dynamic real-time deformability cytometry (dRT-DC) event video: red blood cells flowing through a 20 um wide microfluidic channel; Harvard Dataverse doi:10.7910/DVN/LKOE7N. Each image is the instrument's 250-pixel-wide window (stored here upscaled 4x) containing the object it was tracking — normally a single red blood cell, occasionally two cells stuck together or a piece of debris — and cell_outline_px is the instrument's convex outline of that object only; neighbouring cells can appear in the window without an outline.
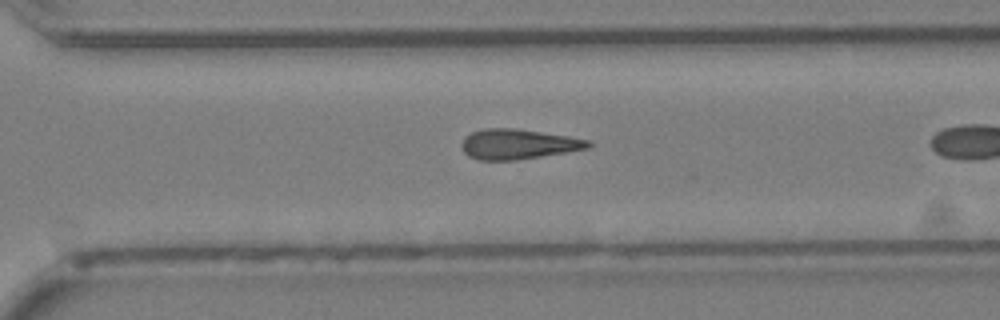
{"species": "Egyptian fruit bat (a non-hibernating species)", "species_latin": "Rousettus aegyptiacus", "temperature_condition": "cold", "stored_images_in_passage": 19, "camera_frame_rate_fps": 3000, "um_per_image_px": 0.085, "animal": {"sex": "female"}, "frame": {"image": 1, "passage_image": 16, "time_ms": 5.0, "image_size_px": [1000, 320], "cell_outline_px": [[592, 144], [588, 148], [516, 160], [476, 160], [468, 156], [464, 152], [460, 144], [464, 136], [472, 132], [484, 128], [512, 128], [568, 136], [592, 140]], "centroid_in_image_um": [43.99, 12.25], "position_along_channel_um": 326.6, "area_um2": 22.14}}